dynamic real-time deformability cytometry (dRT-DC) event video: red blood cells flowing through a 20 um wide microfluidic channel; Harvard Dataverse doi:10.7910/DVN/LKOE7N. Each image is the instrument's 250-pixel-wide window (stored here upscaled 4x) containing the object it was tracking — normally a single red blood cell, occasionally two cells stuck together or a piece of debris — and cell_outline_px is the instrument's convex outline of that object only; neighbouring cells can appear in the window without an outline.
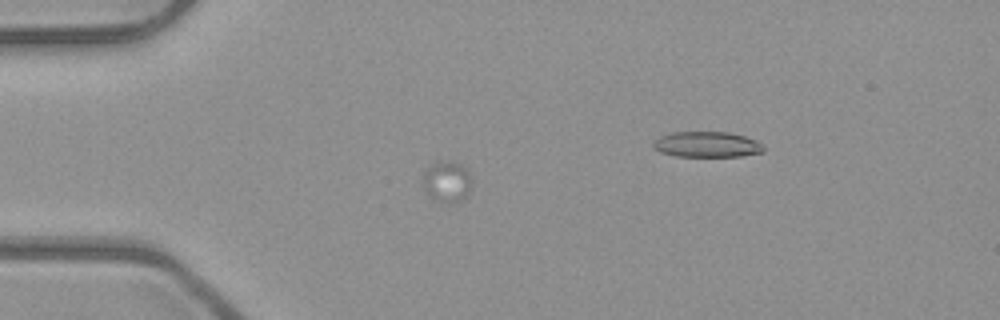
{"species": "common noctule bat (a hibernating species)", "species_latin": "Nyctalus noctula", "temperature_condition": "room temperature", "stored_images_in_passage": 64, "camera_frame_rate_fps": 3000, "um_per_image_px": 0.085, "animal": {"sex": "male", "body_mass_g": 23.1, "forearm_length_mm": 52.7}, "frame": {"image": 1, "passage_image": 19, "time_ms": 6.0, "image_size_px": [1000, 320], "cell_outline_px": [[472, 180], [468, 192], [460, 200], [452, 204], [448, 204], [428, 196], [424, 188], [424, 172], [432, 160], [452, 160], [468, 168]], "centroid_in_image_um": [37.99, 15.38], "position_along_channel_um": 47.0, "area_um2": 12.02}}